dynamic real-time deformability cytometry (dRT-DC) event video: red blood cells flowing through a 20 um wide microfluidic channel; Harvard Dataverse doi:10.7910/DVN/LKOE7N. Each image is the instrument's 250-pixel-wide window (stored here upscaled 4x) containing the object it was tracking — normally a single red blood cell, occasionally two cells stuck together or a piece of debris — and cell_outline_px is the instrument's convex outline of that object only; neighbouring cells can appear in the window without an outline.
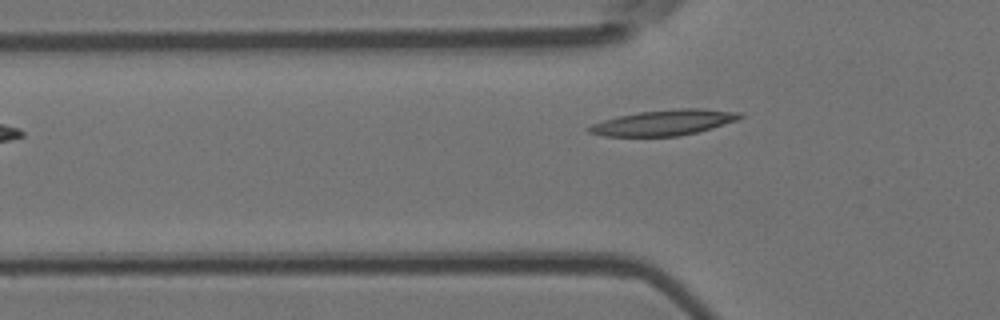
{"species": "Egyptian fruit bat (a non-hibernating species)", "species_latin": "Rousettus aegyptiacus", "temperature_condition": "room temperature", "stored_images_in_passage": 5, "camera_frame_rate_fps": 3000, "um_per_image_px": 0.085, "animal": {"sex": "female"}, "frame": {"image": 1, "passage_image": 5, "time_ms": 5.333, "image_size_px": [1000, 320], "cell_outline_px": [[744, 116], [736, 120], [696, 132], [676, 136], [604, 136], [588, 132], [584, 128], [592, 124], [616, 116], [640, 112], [680, 108], [700, 108], [740, 112]], "centroid_in_image_um": [56.38, 10.41], "position_along_channel_um": 69.4, "area_um2": 22.25}}